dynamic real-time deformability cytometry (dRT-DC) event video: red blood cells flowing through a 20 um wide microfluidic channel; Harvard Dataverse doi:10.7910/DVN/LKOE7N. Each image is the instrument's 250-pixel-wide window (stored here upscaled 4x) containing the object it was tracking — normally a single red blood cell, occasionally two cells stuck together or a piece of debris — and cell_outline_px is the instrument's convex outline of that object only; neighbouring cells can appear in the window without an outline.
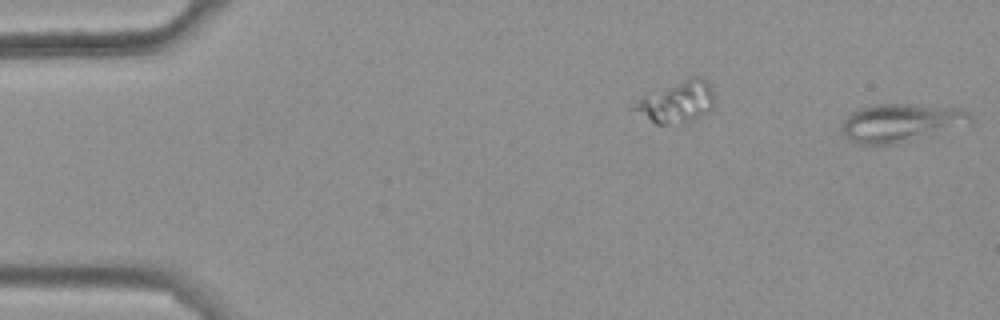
{"species": "common noctule bat (a hibernating species)", "species_latin": "Nyctalus noctula", "temperature_condition": "warm", "stored_images_in_passage": 11, "segment_of_instrument_passage": [2, 2], "camera_frame_rate_fps": 3000, "um_per_image_px": 0.085, "animal": {"sex": "female", "body_mass_g": 25.1}, "frame": {"image": 1, "passage_image": 11, "time_ms": 3.333, "image_size_px": [1000, 320], "cell_outline_px": [[976, 120], [972, 124], [896, 144], [864, 148], [852, 140], [840, 128], [844, 120], [852, 112], [860, 108], [876, 104], [908, 104], [952, 108], [968, 112]], "centroid_in_image_um": [76.57, 10.47], "position_along_channel_um": 8.4, "area_um2": 28.9}}